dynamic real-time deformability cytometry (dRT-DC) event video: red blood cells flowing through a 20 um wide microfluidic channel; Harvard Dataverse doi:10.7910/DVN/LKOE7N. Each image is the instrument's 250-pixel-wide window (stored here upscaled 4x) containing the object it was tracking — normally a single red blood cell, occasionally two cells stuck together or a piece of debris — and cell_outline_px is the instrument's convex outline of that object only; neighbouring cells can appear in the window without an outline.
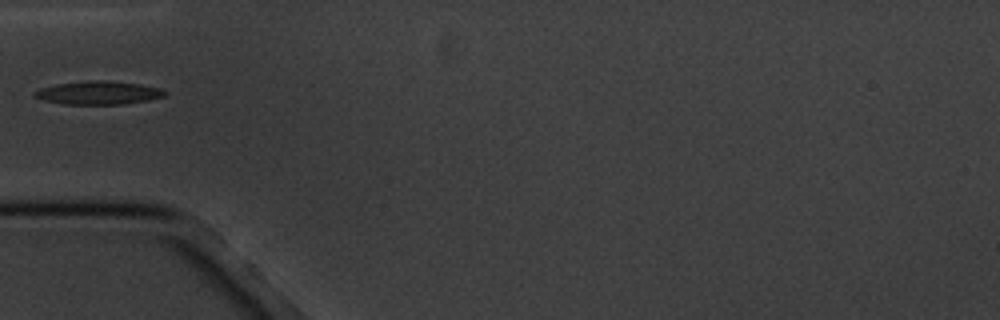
{"species": "common noctule bat (a hibernating species)", "species_latin": "Nyctalus noctula", "temperature_condition": "cold", "stored_images_in_passage": 2, "camera_frame_rate_fps": 3000, "um_per_image_px": 0.085, "animal": {"sex": "male", "body_mass_g": 20.1, "forearm_length_mm": 53.5}, "frame": {"image": 1, "passage_image": 1, "time_ms": 0.0, "image_size_px": [1000, 320], "cell_outline_px": [[168, 92], [164, 96], [148, 100], [124, 104], [64, 104], [44, 100], [32, 96], [32, 92], [40, 88], [56, 84], [88, 80], [108, 80], [140, 84], [160, 88]], "centroid_in_image_um": [8.35, 7.88], "position_along_channel_um": 76.6, "area_um2": 17.8}}
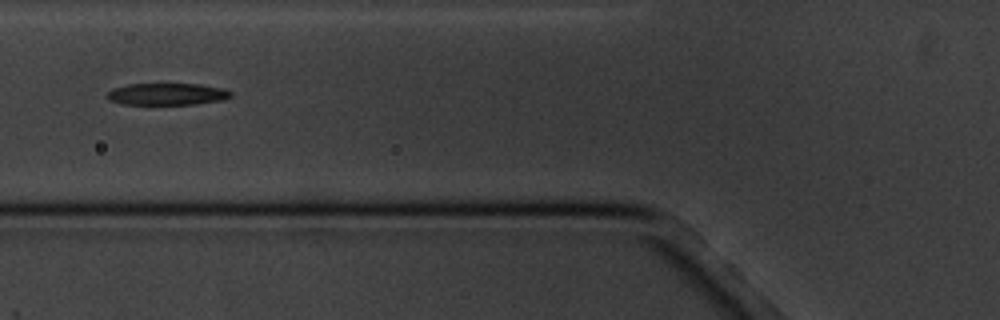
{"frame": {"image": 2, "passage_image": 2, "time_ms": 1.0, "image_size_px": [1000, 320], "cell_outline_px": [[232, 96], [224, 100], [196, 104], [120, 104], [108, 100], [104, 96], [112, 88], [128, 84], [200, 84], [224, 88], [232, 92]], "centroid_in_image_um": [14.19, 8.0], "position_along_channel_um": 111.6, "area_um2": 16.01}}